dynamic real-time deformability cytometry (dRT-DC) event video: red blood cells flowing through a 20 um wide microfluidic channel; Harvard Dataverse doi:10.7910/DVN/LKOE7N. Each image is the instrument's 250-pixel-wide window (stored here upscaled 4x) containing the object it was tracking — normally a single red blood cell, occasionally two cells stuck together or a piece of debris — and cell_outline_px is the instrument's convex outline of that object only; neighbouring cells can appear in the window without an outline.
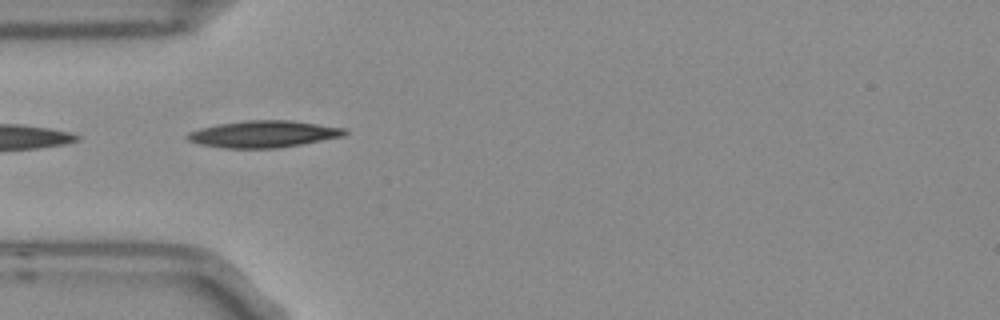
{"species": "Egyptian fruit bat (a non-hibernating species)", "species_latin": "Rousettus aegyptiacus", "temperature_condition": "room temperature", "stored_images_in_passage": 2, "camera_frame_rate_fps": 3000, "um_per_image_px": 0.085, "frame": {"image": 1, "passage_image": 1, "time_ms": 0.0, "image_size_px": [1000, 320], "cell_outline_px": [[348, 132], [344, 136], [300, 144], [276, 148], [224, 148], [200, 144], [188, 140], [184, 136], [188, 132], [200, 128], [216, 124], [244, 120], [292, 120], [344, 128]], "centroid_in_image_um": [22.35, 11.38], "position_along_channel_um": 62.6, "area_um2": 24.57}}